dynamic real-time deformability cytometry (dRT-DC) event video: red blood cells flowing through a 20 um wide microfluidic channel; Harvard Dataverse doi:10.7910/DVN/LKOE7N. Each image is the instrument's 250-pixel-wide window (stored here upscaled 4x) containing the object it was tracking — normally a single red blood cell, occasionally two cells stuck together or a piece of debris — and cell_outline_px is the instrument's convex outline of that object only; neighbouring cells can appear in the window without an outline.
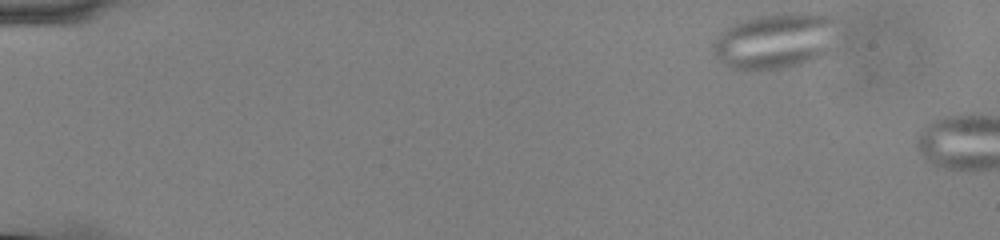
{"species": "common noctule bat (a hibernating species)", "species_latin": "Nyctalus noctula", "temperature_condition": "cold", "stored_images_in_passage": 5, "camera_frame_rate_fps": 3000, "um_per_image_px": 0.085, "animal": {"sex": "male", "body_mass_g": 13.0, "forearm_length_mm": 53.1}, "frame": {"image": 1, "passage_image": 1, "time_ms": 0.0, "image_size_px": [1000, 240], "cell_outline_px": [[852, 32], [848, 36], [828, 52], [812, 60], [800, 64], [780, 68], [732, 68], [724, 64], [716, 56], [712, 48], [712, 44], [732, 24], [756, 16], [788, 12], [820, 12], [832, 16], [840, 20]], "centroid_in_image_um": [66.24, 3.39], "position_along_channel_um": 18.8, "area_um2": 42.19}}